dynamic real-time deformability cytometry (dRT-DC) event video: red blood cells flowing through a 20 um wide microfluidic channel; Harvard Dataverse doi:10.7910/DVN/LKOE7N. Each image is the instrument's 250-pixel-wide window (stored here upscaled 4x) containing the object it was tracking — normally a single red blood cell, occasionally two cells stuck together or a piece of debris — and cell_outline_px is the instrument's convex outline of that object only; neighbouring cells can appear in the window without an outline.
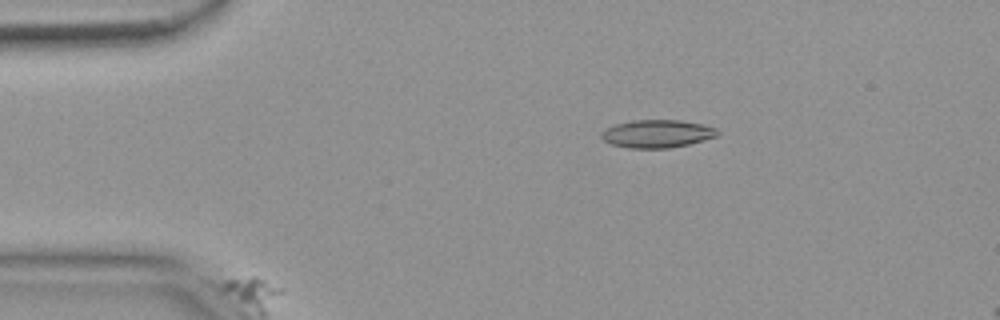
{"species": "common noctule bat (a hibernating species)", "species_latin": "Nyctalus noctula", "temperature_condition": "warm", "stored_images_in_passage": 58, "camera_frame_rate_fps": 3000, "um_per_image_px": 0.085, "animal": {"sex": "female", "body_mass_g": 18.4}, "frame": {"image": 1, "passage_image": 10, "time_ms": 3.0, "image_size_px": [1000, 320], "cell_outline_px": [[720, 132], [716, 136], [704, 140], [688, 144], [668, 148], [628, 148], [612, 144], [604, 140], [600, 136], [600, 132], [616, 124], [632, 120], [680, 120], [704, 124], [716, 128]], "centroid_in_image_um": [55.87, 11.36], "position_along_channel_um": 29.1, "area_um2": 18.84}}